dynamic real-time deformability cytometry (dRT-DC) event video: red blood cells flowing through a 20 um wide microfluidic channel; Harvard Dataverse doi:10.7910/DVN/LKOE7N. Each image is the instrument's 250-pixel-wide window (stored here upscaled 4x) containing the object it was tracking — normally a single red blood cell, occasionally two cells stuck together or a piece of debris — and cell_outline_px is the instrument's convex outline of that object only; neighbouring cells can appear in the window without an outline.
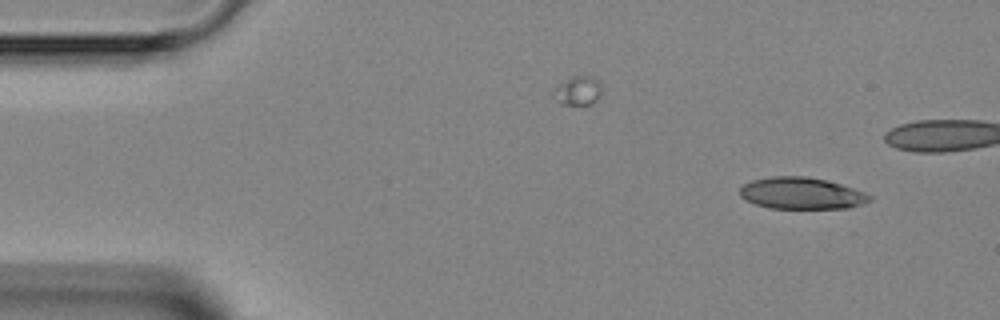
{"species": "Egyptian fruit bat (a non-hibernating species)", "species_latin": "Rousettus aegyptiacus", "temperature_condition": "room temperature", "stored_images_in_passage": 5, "camera_frame_rate_fps": 3000, "um_per_image_px": 0.085, "animal": {"sex": "female"}, "frame": {"image": 1, "passage_image": 1, "time_ms": 0.0, "image_size_px": [1000, 320], "cell_outline_px": [[872, 200], [848, 208], [768, 208], [744, 200], [740, 196], [740, 188], [744, 184], [752, 180], [772, 176], [808, 176], [840, 184], [864, 192], [872, 196]], "centroid_in_image_um": [68.1, 16.43], "position_along_channel_um": 16.9, "area_um2": 23.87}}